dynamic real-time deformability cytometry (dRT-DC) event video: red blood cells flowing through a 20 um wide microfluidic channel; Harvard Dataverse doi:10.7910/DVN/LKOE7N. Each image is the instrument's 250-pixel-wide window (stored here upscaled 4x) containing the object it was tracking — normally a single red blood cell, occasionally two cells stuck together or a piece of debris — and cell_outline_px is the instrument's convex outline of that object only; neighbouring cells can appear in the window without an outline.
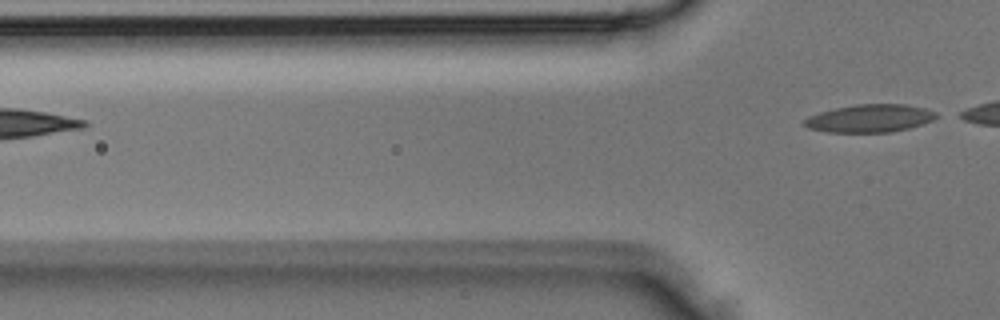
{"species": "Egyptian fruit bat (a non-hibernating species)", "species_latin": "Rousettus aegyptiacus", "temperature_condition": "room temperature", "stored_images_in_passage": 2, "segment_of_instrument_passage": [2, 2], "camera_frame_rate_fps": 3000, "um_per_image_px": 0.085, "animal": {"sex": "male"}, "frame": {"image": 1, "passage_image": 2, "time_ms": 0.333, "image_size_px": [1000, 320], "cell_outline_px": [[936, 116], [932, 120], [908, 128], [888, 132], [828, 132], [808, 128], [804, 124], [804, 120], [808, 116], [820, 112], [836, 108], [856, 104], [904, 104], [924, 108], [936, 112]], "centroid_in_image_um": [73.9, 10.05], "position_along_channel_um": 51.9, "area_um2": 21.1}}